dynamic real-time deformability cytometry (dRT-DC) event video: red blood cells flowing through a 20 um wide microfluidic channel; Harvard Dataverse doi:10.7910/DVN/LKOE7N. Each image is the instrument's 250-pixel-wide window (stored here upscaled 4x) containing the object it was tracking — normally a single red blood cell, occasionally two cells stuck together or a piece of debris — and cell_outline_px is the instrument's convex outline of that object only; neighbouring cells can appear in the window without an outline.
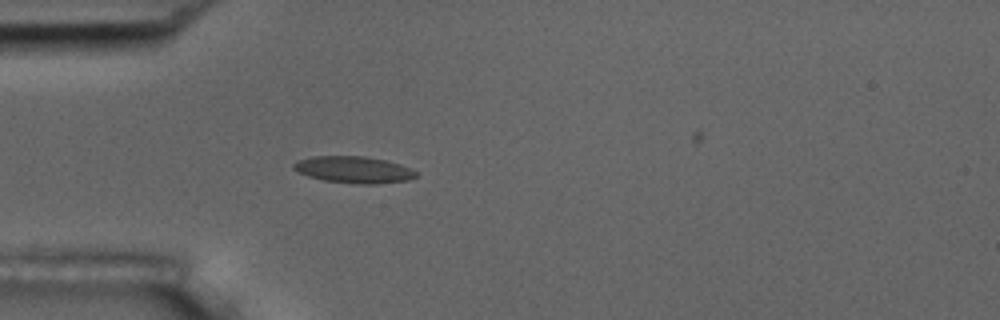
{"species": "common noctule bat (a hibernating species)", "species_latin": "Nyctalus noctula", "temperature_condition": "room temperature", "stored_images_in_passage": 1, "camera_frame_rate_fps": 3000, "um_per_image_px": 0.085, "animal": {"sex": "male", "body_mass_g": 17.5, "forearm_length_mm": 52.3}, "frame": {"image": 1, "passage_image": 1, "time_ms": 0.0, "image_size_px": [1000, 320], "cell_outline_px": [[416, 176], [408, 180], [376, 184], [360, 184], [324, 180], [308, 176], [292, 168], [292, 164], [300, 160], [312, 156], [364, 156], [384, 160], [400, 164], [412, 168], [416, 172]], "centroid_in_image_um": [30.08, 14.42], "position_along_channel_um": 54.9, "area_um2": 18.9}}